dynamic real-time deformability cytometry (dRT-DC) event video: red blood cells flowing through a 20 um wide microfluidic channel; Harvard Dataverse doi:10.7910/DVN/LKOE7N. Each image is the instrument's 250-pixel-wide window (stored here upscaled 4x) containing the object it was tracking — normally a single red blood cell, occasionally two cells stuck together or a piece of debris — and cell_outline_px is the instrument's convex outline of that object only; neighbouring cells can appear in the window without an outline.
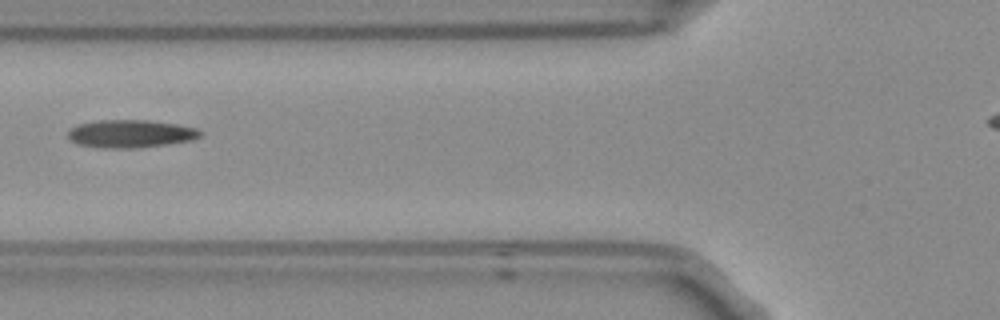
{"species": "Egyptian fruit bat (a non-hibernating species)", "species_latin": "Rousettus aegyptiacus", "temperature_condition": "room temperature", "stored_images_in_passage": 2, "camera_frame_rate_fps": 3000, "um_per_image_px": 0.085, "frame": {"image": 1, "passage_image": 2, "time_ms": 0.333, "image_size_px": [1000, 320], "cell_outline_px": [[204, 132], [200, 136], [188, 140], [164, 144], [136, 148], [104, 148], [76, 144], [68, 140], [68, 128], [76, 124], [96, 120], [148, 120], [180, 124], [196, 128]], "centroid_in_image_um": [11.02, 11.35], "position_along_channel_um": 114.8, "area_um2": 21.68}}